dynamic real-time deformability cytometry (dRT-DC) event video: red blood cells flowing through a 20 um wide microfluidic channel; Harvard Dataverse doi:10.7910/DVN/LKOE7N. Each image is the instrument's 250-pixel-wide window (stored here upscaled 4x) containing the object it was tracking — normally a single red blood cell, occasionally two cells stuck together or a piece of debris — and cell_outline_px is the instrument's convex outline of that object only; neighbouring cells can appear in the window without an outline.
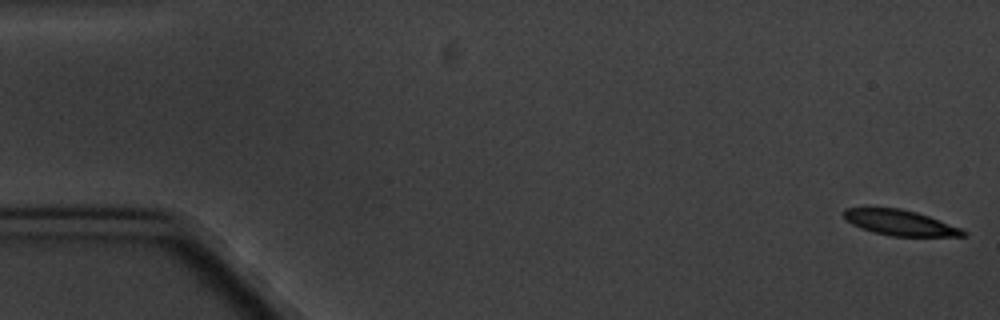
{"species": "common noctule bat (a hibernating species)", "species_latin": "Nyctalus noctula", "temperature_condition": "cold", "stored_images_in_passage": 7, "camera_frame_rate_fps": 3000, "um_per_image_px": 0.085, "animal": {"sex": "male", "body_mass_g": 20.1, "forearm_length_mm": 53.5}, "frame": {"image": 1, "passage_image": 1, "time_ms": 0.0, "image_size_px": [1000, 320], "cell_outline_px": [[968, 236], [892, 236], [872, 232], [860, 228], [844, 220], [840, 212], [844, 208], [900, 208], [916, 212], [928, 216], [960, 228], [968, 232]], "centroid_in_image_um": [76.44, 18.93], "position_along_channel_um": 8.6, "area_um2": 17.8}}
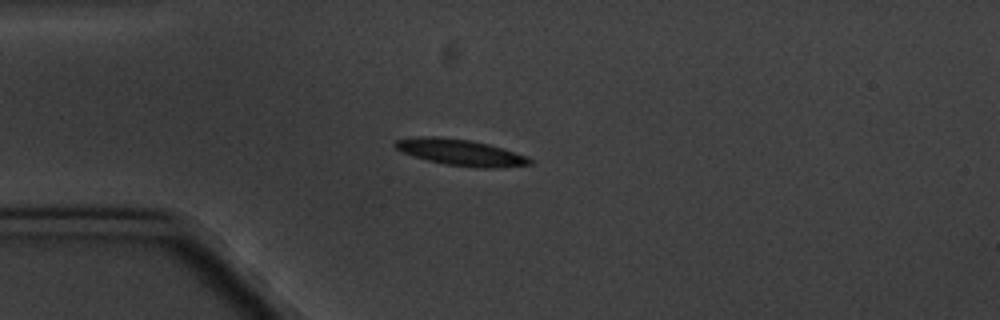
{"frame": {"image": 2, "passage_image": 4, "time_ms": 4.667, "image_size_px": [1000, 320], "cell_outline_px": [[532, 164], [496, 168], [476, 168], [444, 164], [428, 160], [404, 152], [396, 148], [392, 144], [396, 140], [420, 136], [440, 136], [468, 140], [488, 144], [504, 148], [528, 156], [532, 160]], "centroid_in_image_um": [39.19, 12.95], "position_along_channel_um": 45.8, "area_um2": 20.58}}